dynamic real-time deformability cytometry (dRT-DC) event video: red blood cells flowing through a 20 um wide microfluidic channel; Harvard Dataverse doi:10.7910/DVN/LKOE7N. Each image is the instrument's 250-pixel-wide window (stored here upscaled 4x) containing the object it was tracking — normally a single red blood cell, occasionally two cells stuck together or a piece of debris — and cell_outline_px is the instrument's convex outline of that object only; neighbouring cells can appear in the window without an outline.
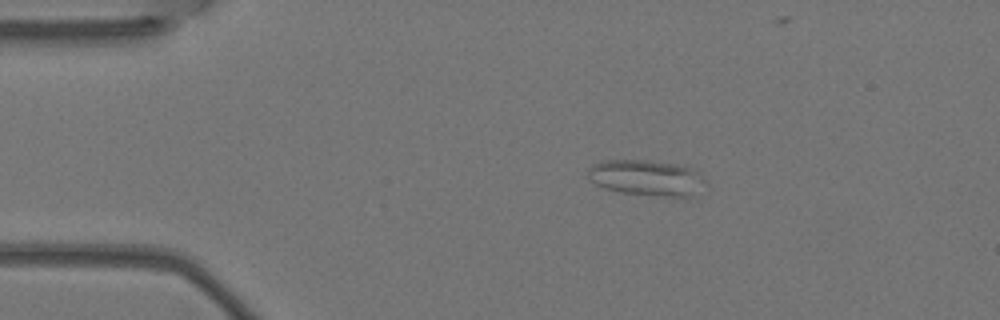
{"species": "Egyptian fruit bat (a non-hibernating species)", "species_latin": "Rousettus aegyptiacus", "temperature_condition": "warm", "stored_images_in_passage": 2, "camera_frame_rate_fps": 3000, "um_per_image_px": 0.085, "animal": {"sex": "female"}, "frame": {"image": 1, "passage_image": 1, "time_ms": 0.0, "image_size_px": [1000, 320], "cell_outline_px": [[708, 184], [692, 196], [684, 200], [620, 192], [604, 188], [596, 184], [588, 176], [588, 168], [592, 164], [604, 160], [644, 160], [684, 164], [708, 180]], "centroid_in_image_um": [55.05, 15.15], "position_along_channel_um": 29.9, "area_um2": 25.43}}